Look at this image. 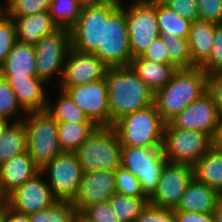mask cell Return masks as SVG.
Listing matches in <instances>:
<instances>
[{
	"mask_svg": "<svg viewBox=\"0 0 222 222\" xmlns=\"http://www.w3.org/2000/svg\"><path fill=\"white\" fill-rule=\"evenodd\" d=\"M105 79L111 126L121 117L154 103V92L130 66L107 68Z\"/></svg>",
	"mask_w": 222,
	"mask_h": 222,
	"instance_id": "1",
	"label": "cell"
},
{
	"mask_svg": "<svg viewBox=\"0 0 222 222\" xmlns=\"http://www.w3.org/2000/svg\"><path fill=\"white\" fill-rule=\"evenodd\" d=\"M208 75L200 67L177 69L171 80L154 95L162 120L168 123L179 112L207 92Z\"/></svg>",
	"mask_w": 222,
	"mask_h": 222,
	"instance_id": "2",
	"label": "cell"
},
{
	"mask_svg": "<svg viewBox=\"0 0 222 222\" xmlns=\"http://www.w3.org/2000/svg\"><path fill=\"white\" fill-rule=\"evenodd\" d=\"M108 68L127 67L132 61L126 13L121 6L102 1L101 44L93 52Z\"/></svg>",
	"mask_w": 222,
	"mask_h": 222,
	"instance_id": "3",
	"label": "cell"
},
{
	"mask_svg": "<svg viewBox=\"0 0 222 222\" xmlns=\"http://www.w3.org/2000/svg\"><path fill=\"white\" fill-rule=\"evenodd\" d=\"M121 146L162 147L165 122L155 103L127 114L112 126Z\"/></svg>",
	"mask_w": 222,
	"mask_h": 222,
	"instance_id": "4",
	"label": "cell"
},
{
	"mask_svg": "<svg viewBox=\"0 0 222 222\" xmlns=\"http://www.w3.org/2000/svg\"><path fill=\"white\" fill-rule=\"evenodd\" d=\"M75 153L83 172L115 171L121 166L122 146L112 126H98Z\"/></svg>",
	"mask_w": 222,
	"mask_h": 222,
	"instance_id": "5",
	"label": "cell"
},
{
	"mask_svg": "<svg viewBox=\"0 0 222 222\" xmlns=\"http://www.w3.org/2000/svg\"><path fill=\"white\" fill-rule=\"evenodd\" d=\"M27 132V151L41 169L63 153L58 139V122L47 111H29L23 120Z\"/></svg>",
	"mask_w": 222,
	"mask_h": 222,
	"instance_id": "6",
	"label": "cell"
},
{
	"mask_svg": "<svg viewBox=\"0 0 222 222\" xmlns=\"http://www.w3.org/2000/svg\"><path fill=\"white\" fill-rule=\"evenodd\" d=\"M166 162L162 147L122 146L121 166L139 180L148 199L157 189Z\"/></svg>",
	"mask_w": 222,
	"mask_h": 222,
	"instance_id": "7",
	"label": "cell"
},
{
	"mask_svg": "<svg viewBox=\"0 0 222 222\" xmlns=\"http://www.w3.org/2000/svg\"><path fill=\"white\" fill-rule=\"evenodd\" d=\"M212 146L213 138L206 133L165 123L162 148L168 162L194 166Z\"/></svg>",
	"mask_w": 222,
	"mask_h": 222,
	"instance_id": "8",
	"label": "cell"
},
{
	"mask_svg": "<svg viewBox=\"0 0 222 222\" xmlns=\"http://www.w3.org/2000/svg\"><path fill=\"white\" fill-rule=\"evenodd\" d=\"M126 13L132 59L142 56L148 46L160 36L155 15V0H131Z\"/></svg>",
	"mask_w": 222,
	"mask_h": 222,
	"instance_id": "9",
	"label": "cell"
},
{
	"mask_svg": "<svg viewBox=\"0 0 222 222\" xmlns=\"http://www.w3.org/2000/svg\"><path fill=\"white\" fill-rule=\"evenodd\" d=\"M37 77L47 85L58 77L62 79L64 63L71 47V34L67 28H57L35 45Z\"/></svg>",
	"mask_w": 222,
	"mask_h": 222,
	"instance_id": "10",
	"label": "cell"
},
{
	"mask_svg": "<svg viewBox=\"0 0 222 222\" xmlns=\"http://www.w3.org/2000/svg\"><path fill=\"white\" fill-rule=\"evenodd\" d=\"M58 201L72 202L79 190L83 169L75 152H63L40 170Z\"/></svg>",
	"mask_w": 222,
	"mask_h": 222,
	"instance_id": "11",
	"label": "cell"
},
{
	"mask_svg": "<svg viewBox=\"0 0 222 222\" xmlns=\"http://www.w3.org/2000/svg\"><path fill=\"white\" fill-rule=\"evenodd\" d=\"M97 126H111L108 86L105 77L75 87H59Z\"/></svg>",
	"mask_w": 222,
	"mask_h": 222,
	"instance_id": "12",
	"label": "cell"
},
{
	"mask_svg": "<svg viewBox=\"0 0 222 222\" xmlns=\"http://www.w3.org/2000/svg\"><path fill=\"white\" fill-rule=\"evenodd\" d=\"M193 178L192 165L167 161L161 171L157 189L149 198V204L174 209Z\"/></svg>",
	"mask_w": 222,
	"mask_h": 222,
	"instance_id": "13",
	"label": "cell"
},
{
	"mask_svg": "<svg viewBox=\"0 0 222 222\" xmlns=\"http://www.w3.org/2000/svg\"><path fill=\"white\" fill-rule=\"evenodd\" d=\"M221 119L211 95L206 92L179 112L168 123L174 128L196 130L216 136Z\"/></svg>",
	"mask_w": 222,
	"mask_h": 222,
	"instance_id": "14",
	"label": "cell"
},
{
	"mask_svg": "<svg viewBox=\"0 0 222 222\" xmlns=\"http://www.w3.org/2000/svg\"><path fill=\"white\" fill-rule=\"evenodd\" d=\"M57 201L41 171L6 197L11 209L24 214L42 211Z\"/></svg>",
	"mask_w": 222,
	"mask_h": 222,
	"instance_id": "15",
	"label": "cell"
},
{
	"mask_svg": "<svg viewBox=\"0 0 222 222\" xmlns=\"http://www.w3.org/2000/svg\"><path fill=\"white\" fill-rule=\"evenodd\" d=\"M107 66L94 53L71 48L59 87H75L94 82L105 77Z\"/></svg>",
	"mask_w": 222,
	"mask_h": 222,
	"instance_id": "16",
	"label": "cell"
},
{
	"mask_svg": "<svg viewBox=\"0 0 222 222\" xmlns=\"http://www.w3.org/2000/svg\"><path fill=\"white\" fill-rule=\"evenodd\" d=\"M115 193L114 171L84 172L78 193L71 203L81 213L86 207L108 201Z\"/></svg>",
	"mask_w": 222,
	"mask_h": 222,
	"instance_id": "17",
	"label": "cell"
},
{
	"mask_svg": "<svg viewBox=\"0 0 222 222\" xmlns=\"http://www.w3.org/2000/svg\"><path fill=\"white\" fill-rule=\"evenodd\" d=\"M69 30L72 48L93 53L101 44L102 2L83 6L78 20Z\"/></svg>",
	"mask_w": 222,
	"mask_h": 222,
	"instance_id": "18",
	"label": "cell"
},
{
	"mask_svg": "<svg viewBox=\"0 0 222 222\" xmlns=\"http://www.w3.org/2000/svg\"><path fill=\"white\" fill-rule=\"evenodd\" d=\"M40 168L28 151L23 152L0 166V192L6 198L16 188L40 172Z\"/></svg>",
	"mask_w": 222,
	"mask_h": 222,
	"instance_id": "19",
	"label": "cell"
},
{
	"mask_svg": "<svg viewBox=\"0 0 222 222\" xmlns=\"http://www.w3.org/2000/svg\"><path fill=\"white\" fill-rule=\"evenodd\" d=\"M5 79L14 91L18 103L26 111H44L48 107V93L46 83L39 78H14Z\"/></svg>",
	"mask_w": 222,
	"mask_h": 222,
	"instance_id": "20",
	"label": "cell"
},
{
	"mask_svg": "<svg viewBox=\"0 0 222 222\" xmlns=\"http://www.w3.org/2000/svg\"><path fill=\"white\" fill-rule=\"evenodd\" d=\"M33 44L16 42L0 67V77L38 78Z\"/></svg>",
	"mask_w": 222,
	"mask_h": 222,
	"instance_id": "21",
	"label": "cell"
},
{
	"mask_svg": "<svg viewBox=\"0 0 222 222\" xmlns=\"http://www.w3.org/2000/svg\"><path fill=\"white\" fill-rule=\"evenodd\" d=\"M220 199L218 192L193 178L173 210L209 213L215 210Z\"/></svg>",
	"mask_w": 222,
	"mask_h": 222,
	"instance_id": "22",
	"label": "cell"
},
{
	"mask_svg": "<svg viewBox=\"0 0 222 222\" xmlns=\"http://www.w3.org/2000/svg\"><path fill=\"white\" fill-rule=\"evenodd\" d=\"M11 18L15 25L16 40L20 43L35 45L40 39L58 28L52 21L49 11Z\"/></svg>",
	"mask_w": 222,
	"mask_h": 222,
	"instance_id": "23",
	"label": "cell"
},
{
	"mask_svg": "<svg viewBox=\"0 0 222 222\" xmlns=\"http://www.w3.org/2000/svg\"><path fill=\"white\" fill-rule=\"evenodd\" d=\"M129 66L154 94L171 80L177 70L174 65L148 61L141 56L133 58Z\"/></svg>",
	"mask_w": 222,
	"mask_h": 222,
	"instance_id": "24",
	"label": "cell"
},
{
	"mask_svg": "<svg viewBox=\"0 0 222 222\" xmlns=\"http://www.w3.org/2000/svg\"><path fill=\"white\" fill-rule=\"evenodd\" d=\"M215 24L209 21L192 22L188 43L192 67H200L209 57L213 44Z\"/></svg>",
	"mask_w": 222,
	"mask_h": 222,
	"instance_id": "25",
	"label": "cell"
},
{
	"mask_svg": "<svg viewBox=\"0 0 222 222\" xmlns=\"http://www.w3.org/2000/svg\"><path fill=\"white\" fill-rule=\"evenodd\" d=\"M193 176L222 195V153L212 146L193 166Z\"/></svg>",
	"mask_w": 222,
	"mask_h": 222,
	"instance_id": "26",
	"label": "cell"
},
{
	"mask_svg": "<svg viewBox=\"0 0 222 222\" xmlns=\"http://www.w3.org/2000/svg\"><path fill=\"white\" fill-rule=\"evenodd\" d=\"M27 151L25 122H10L0 139V166L13 157Z\"/></svg>",
	"mask_w": 222,
	"mask_h": 222,
	"instance_id": "27",
	"label": "cell"
},
{
	"mask_svg": "<svg viewBox=\"0 0 222 222\" xmlns=\"http://www.w3.org/2000/svg\"><path fill=\"white\" fill-rule=\"evenodd\" d=\"M155 15L162 37L188 38L192 22L177 15L161 0H155Z\"/></svg>",
	"mask_w": 222,
	"mask_h": 222,
	"instance_id": "28",
	"label": "cell"
},
{
	"mask_svg": "<svg viewBox=\"0 0 222 222\" xmlns=\"http://www.w3.org/2000/svg\"><path fill=\"white\" fill-rule=\"evenodd\" d=\"M97 127L95 123L58 122L62 151L75 152Z\"/></svg>",
	"mask_w": 222,
	"mask_h": 222,
	"instance_id": "29",
	"label": "cell"
},
{
	"mask_svg": "<svg viewBox=\"0 0 222 222\" xmlns=\"http://www.w3.org/2000/svg\"><path fill=\"white\" fill-rule=\"evenodd\" d=\"M57 100L53 104V99H48L47 111L57 122H77L94 123L82 111V109L72 100L68 93L59 89Z\"/></svg>",
	"mask_w": 222,
	"mask_h": 222,
	"instance_id": "30",
	"label": "cell"
},
{
	"mask_svg": "<svg viewBox=\"0 0 222 222\" xmlns=\"http://www.w3.org/2000/svg\"><path fill=\"white\" fill-rule=\"evenodd\" d=\"M116 217L121 222H136L142 211L149 204L147 197H129L115 193L109 200Z\"/></svg>",
	"mask_w": 222,
	"mask_h": 222,
	"instance_id": "31",
	"label": "cell"
},
{
	"mask_svg": "<svg viewBox=\"0 0 222 222\" xmlns=\"http://www.w3.org/2000/svg\"><path fill=\"white\" fill-rule=\"evenodd\" d=\"M82 8L77 0H51L49 14L58 28L70 29L78 20Z\"/></svg>",
	"mask_w": 222,
	"mask_h": 222,
	"instance_id": "32",
	"label": "cell"
},
{
	"mask_svg": "<svg viewBox=\"0 0 222 222\" xmlns=\"http://www.w3.org/2000/svg\"><path fill=\"white\" fill-rule=\"evenodd\" d=\"M78 214L75 206L68 201H57L54 205L29 215L30 222H74Z\"/></svg>",
	"mask_w": 222,
	"mask_h": 222,
	"instance_id": "33",
	"label": "cell"
},
{
	"mask_svg": "<svg viewBox=\"0 0 222 222\" xmlns=\"http://www.w3.org/2000/svg\"><path fill=\"white\" fill-rule=\"evenodd\" d=\"M26 115L27 112L18 103L14 91L5 79L0 77V116L10 122H17L24 120Z\"/></svg>",
	"mask_w": 222,
	"mask_h": 222,
	"instance_id": "34",
	"label": "cell"
},
{
	"mask_svg": "<svg viewBox=\"0 0 222 222\" xmlns=\"http://www.w3.org/2000/svg\"><path fill=\"white\" fill-rule=\"evenodd\" d=\"M169 56V64L177 69L192 68L188 38L162 37Z\"/></svg>",
	"mask_w": 222,
	"mask_h": 222,
	"instance_id": "35",
	"label": "cell"
},
{
	"mask_svg": "<svg viewBox=\"0 0 222 222\" xmlns=\"http://www.w3.org/2000/svg\"><path fill=\"white\" fill-rule=\"evenodd\" d=\"M9 17H25L49 11L51 0H4Z\"/></svg>",
	"mask_w": 222,
	"mask_h": 222,
	"instance_id": "36",
	"label": "cell"
},
{
	"mask_svg": "<svg viewBox=\"0 0 222 222\" xmlns=\"http://www.w3.org/2000/svg\"><path fill=\"white\" fill-rule=\"evenodd\" d=\"M116 193L129 197H146L139 180L122 166L114 171Z\"/></svg>",
	"mask_w": 222,
	"mask_h": 222,
	"instance_id": "37",
	"label": "cell"
},
{
	"mask_svg": "<svg viewBox=\"0 0 222 222\" xmlns=\"http://www.w3.org/2000/svg\"><path fill=\"white\" fill-rule=\"evenodd\" d=\"M200 68L207 75L222 73V24H215L213 44L209 57Z\"/></svg>",
	"mask_w": 222,
	"mask_h": 222,
	"instance_id": "38",
	"label": "cell"
},
{
	"mask_svg": "<svg viewBox=\"0 0 222 222\" xmlns=\"http://www.w3.org/2000/svg\"><path fill=\"white\" fill-rule=\"evenodd\" d=\"M16 42V30L13 19L6 15L0 20V67Z\"/></svg>",
	"mask_w": 222,
	"mask_h": 222,
	"instance_id": "39",
	"label": "cell"
},
{
	"mask_svg": "<svg viewBox=\"0 0 222 222\" xmlns=\"http://www.w3.org/2000/svg\"><path fill=\"white\" fill-rule=\"evenodd\" d=\"M80 214L89 222H121L108 201L86 207Z\"/></svg>",
	"mask_w": 222,
	"mask_h": 222,
	"instance_id": "40",
	"label": "cell"
},
{
	"mask_svg": "<svg viewBox=\"0 0 222 222\" xmlns=\"http://www.w3.org/2000/svg\"><path fill=\"white\" fill-rule=\"evenodd\" d=\"M198 20L222 24V0H196Z\"/></svg>",
	"mask_w": 222,
	"mask_h": 222,
	"instance_id": "41",
	"label": "cell"
},
{
	"mask_svg": "<svg viewBox=\"0 0 222 222\" xmlns=\"http://www.w3.org/2000/svg\"><path fill=\"white\" fill-rule=\"evenodd\" d=\"M136 222H176L173 209H166L148 204Z\"/></svg>",
	"mask_w": 222,
	"mask_h": 222,
	"instance_id": "42",
	"label": "cell"
},
{
	"mask_svg": "<svg viewBox=\"0 0 222 222\" xmlns=\"http://www.w3.org/2000/svg\"><path fill=\"white\" fill-rule=\"evenodd\" d=\"M177 15L194 22L198 20V6L196 0H161Z\"/></svg>",
	"mask_w": 222,
	"mask_h": 222,
	"instance_id": "43",
	"label": "cell"
},
{
	"mask_svg": "<svg viewBox=\"0 0 222 222\" xmlns=\"http://www.w3.org/2000/svg\"><path fill=\"white\" fill-rule=\"evenodd\" d=\"M141 57L148 61L169 64V56L161 35L148 46L147 50L142 54Z\"/></svg>",
	"mask_w": 222,
	"mask_h": 222,
	"instance_id": "44",
	"label": "cell"
},
{
	"mask_svg": "<svg viewBox=\"0 0 222 222\" xmlns=\"http://www.w3.org/2000/svg\"><path fill=\"white\" fill-rule=\"evenodd\" d=\"M207 92L211 95L222 120V73L208 75Z\"/></svg>",
	"mask_w": 222,
	"mask_h": 222,
	"instance_id": "45",
	"label": "cell"
},
{
	"mask_svg": "<svg viewBox=\"0 0 222 222\" xmlns=\"http://www.w3.org/2000/svg\"><path fill=\"white\" fill-rule=\"evenodd\" d=\"M176 222H215L213 212L175 211Z\"/></svg>",
	"mask_w": 222,
	"mask_h": 222,
	"instance_id": "46",
	"label": "cell"
},
{
	"mask_svg": "<svg viewBox=\"0 0 222 222\" xmlns=\"http://www.w3.org/2000/svg\"><path fill=\"white\" fill-rule=\"evenodd\" d=\"M1 222H30V218L28 214L19 213L6 204L1 216Z\"/></svg>",
	"mask_w": 222,
	"mask_h": 222,
	"instance_id": "47",
	"label": "cell"
},
{
	"mask_svg": "<svg viewBox=\"0 0 222 222\" xmlns=\"http://www.w3.org/2000/svg\"><path fill=\"white\" fill-rule=\"evenodd\" d=\"M213 146L216 147L222 153V120L220 122L216 136L213 139Z\"/></svg>",
	"mask_w": 222,
	"mask_h": 222,
	"instance_id": "48",
	"label": "cell"
},
{
	"mask_svg": "<svg viewBox=\"0 0 222 222\" xmlns=\"http://www.w3.org/2000/svg\"><path fill=\"white\" fill-rule=\"evenodd\" d=\"M215 222H222V198L218 201L215 210L213 211Z\"/></svg>",
	"mask_w": 222,
	"mask_h": 222,
	"instance_id": "49",
	"label": "cell"
},
{
	"mask_svg": "<svg viewBox=\"0 0 222 222\" xmlns=\"http://www.w3.org/2000/svg\"><path fill=\"white\" fill-rule=\"evenodd\" d=\"M9 123L10 121L0 116V139L3 135L4 130L6 129Z\"/></svg>",
	"mask_w": 222,
	"mask_h": 222,
	"instance_id": "50",
	"label": "cell"
},
{
	"mask_svg": "<svg viewBox=\"0 0 222 222\" xmlns=\"http://www.w3.org/2000/svg\"><path fill=\"white\" fill-rule=\"evenodd\" d=\"M82 6H88L91 4H97L102 2V0H77Z\"/></svg>",
	"mask_w": 222,
	"mask_h": 222,
	"instance_id": "51",
	"label": "cell"
},
{
	"mask_svg": "<svg viewBox=\"0 0 222 222\" xmlns=\"http://www.w3.org/2000/svg\"><path fill=\"white\" fill-rule=\"evenodd\" d=\"M5 205H6V198H4L3 196H0V222H1V216H2Z\"/></svg>",
	"mask_w": 222,
	"mask_h": 222,
	"instance_id": "52",
	"label": "cell"
},
{
	"mask_svg": "<svg viewBox=\"0 0 222 222\" xmlns=\"http://www.w3.org/2000/svg\"><path fill=\"white\" fill-rule=\"evenodd\" d=\"M7 15V8H6V2L4 3V6H1L0 4V20L4 18Z\"/></svg>",
	"mask_w": 222,
	"mask_h": 222,
	"instance_id": "53",
	"label": "cell"
},
{
	"mask_svg": "<svg viewBox=\"0 0 222 222\" xmlns=\"http://www.w3.org/2000/svg\"><path fill=\"white\" fill-rule=\"evenodd\" d=\"M102 1L110 2V3L116 4V5H118V6L124 5V0H102ZM122 1H123V2H122Z\"/></svg>",
	"mask_w": 222,
	"mask_h": 222,
	"instance_id": "54",
	"label": "cell"
},
{
	"mask_svg": "<svg viewBox=\"0 0 222 222\" xmlns=\"http://www.w3.org/2000/svg\"><path fill=\"white\" fill-rule=\"evenodd\" d=\"M74 222H89V221L85 219L80 213H78Z\"/></svg>",
	"mask_w": 222,
	"mask_h": 222,
	"instance_id": "55",
	"label": "cell"
}]
</instances>
